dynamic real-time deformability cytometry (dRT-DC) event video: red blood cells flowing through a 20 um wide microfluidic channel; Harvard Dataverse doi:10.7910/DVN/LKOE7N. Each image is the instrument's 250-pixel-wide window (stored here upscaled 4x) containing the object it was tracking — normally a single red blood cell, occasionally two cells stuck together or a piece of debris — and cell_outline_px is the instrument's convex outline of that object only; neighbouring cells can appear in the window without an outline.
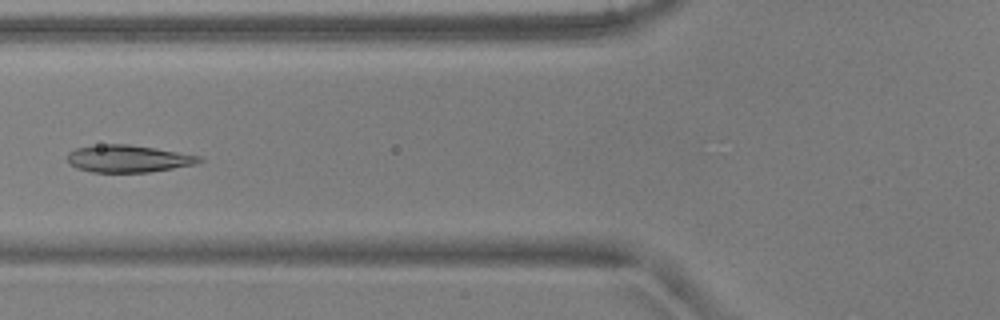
{"species": "common noctule bat (a hibernating species)", "species_latin": "Nyctalus noctula", "temperature_condition": "warm", "stored_images_in_passage": 6, "camera_frame_rate_fps": 3000, "um_per_image_px": 0.085, "animal": {"sex": "male", "body_mass_g": 17.9, "forearm_length_mm": 54.2}, "frame": {"image": 1, "passage_image": 5, "time_ms": 1.333, "image_size_px": [1000, 320], "cell_outline_px": [[204, 160], [196, 164], [148, 172], [92, 172], [76, 168], [68, 164], [68, 152], [76, 148], [108, 144], [128, 144], [200, 156]], "centroid_in_image_um": [10.86, 13.5], "position_along_channel_um": 114.9, "area_um2": 20.63}}
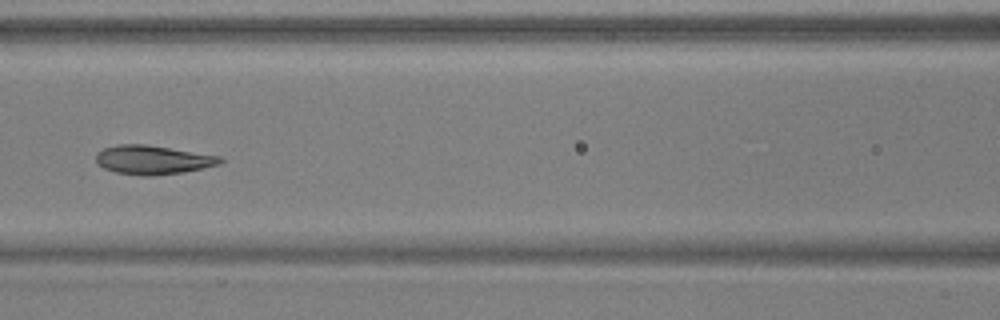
{"frame": {"image": 2, "passage_image": 6, "time_ms": 1.667, "image_size_px": [1000, 320], "cell_outline_px": [[224, 160], [220, 164], [184, 172], [152, 176], [144, 176], [116, 172], [104, 168], [96, 164], [96, 152], [104, 148], [120, 144], [144, 144], [220, 156]], "centroid_in_image_um": [12.96, 13.59], "position_along_channel_um": 153.6, "area_um2": 20.87}}